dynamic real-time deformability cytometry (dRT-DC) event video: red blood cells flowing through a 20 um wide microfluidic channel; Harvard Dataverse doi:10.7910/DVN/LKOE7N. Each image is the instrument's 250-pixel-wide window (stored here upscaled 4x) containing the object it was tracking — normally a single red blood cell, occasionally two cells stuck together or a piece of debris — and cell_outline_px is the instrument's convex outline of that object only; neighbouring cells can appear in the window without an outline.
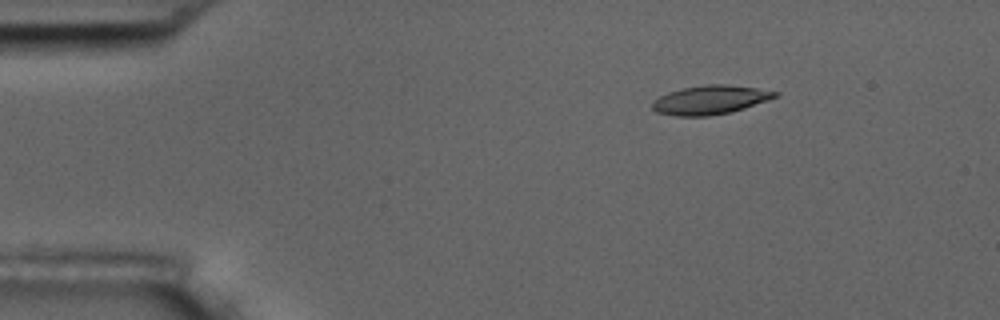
{"species": "common noctule bat (a hibernating species)", "species_latin": "Nyctalus noctula", "temperature_condition": "room temperature", "stored_images_in_passage": 41, "camera_frame_rate_fps": 3000, "um_per_image_px": 0.085, "animal": {"sex": "male", "body_mass_g": 17.5, "forearm_length_mm": 52.3}, "frame": {"image": 1, "passage_image": 1, "time_ms": 0.0, "image_size_px": [1000, 320], "cell_outline_px": [[780, 96], [732, 112], [708, 116], [676, 116], [656, 112], [652, 108], [652, 104], [660, 96], [668, 92], [684, 88], [708, 84], [728, 84], [756, 88], [780, 92]], "centroid_in_image_um": [60.41, 8.49], "position_along_channel_um": 24.6, "area_um2": 20.63}}
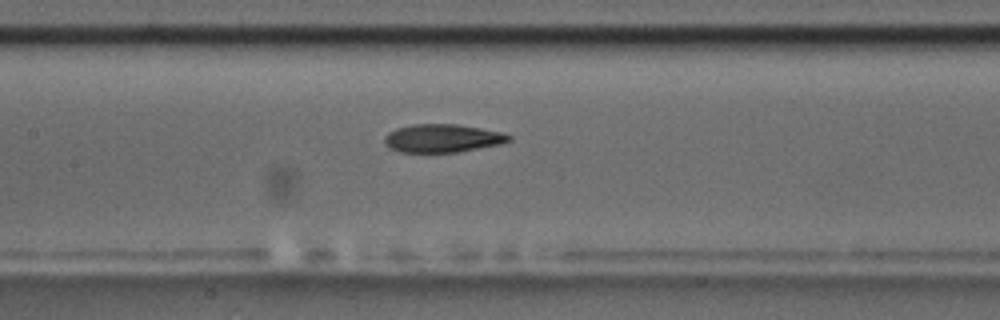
{"frame": {"image": 2, "passage_image": 19, "time_ms": 6.0, "image_size_px": [1000, 320], "cell_outline_px": [[512, 140], [500, 144], [460, 152], [400, 152], [388, 148], [384, 144], [384, 136], [388, 132], [396, 128], [412, 124], [456, 124], [480, 128], [500, 132], [512, 136]], "centroid_in_image_um": [37.57, 11.75], "position_along_channel_um": 169.8, "area_um2": 20.58}}
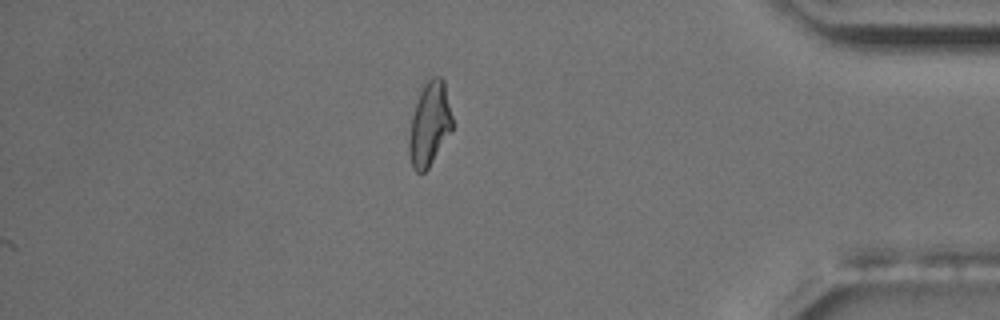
{"frame": {"image": 3, "passage_image": 41, "time_ms": 13.333, "image_size_px": [1000, 320], "cell_outline_px": [[452, 132], [428, 168], [424, 172], [416, 172], [412, 168], [408, 152], [408, 140], [412, 116], [420, 92], [424, 84], [432, 76], [440, 76], [444, 80], [452, 116]], "centroid_in_image_um": [36.51, 10.56], "position_along_channel_um": 398.7, "area_um2": 21.21}, "authors_computed_cell_mechanics": {"area_um2": 20.6924, "velocity_mm_per_s": 3.5999, "shape_relaxation_time_tau1_ms": null, "shape_relaxation_time_tau2_ms": 3.6522, "deformation_change_tau1": null, "deformation_change_tau2": 0.1241}}